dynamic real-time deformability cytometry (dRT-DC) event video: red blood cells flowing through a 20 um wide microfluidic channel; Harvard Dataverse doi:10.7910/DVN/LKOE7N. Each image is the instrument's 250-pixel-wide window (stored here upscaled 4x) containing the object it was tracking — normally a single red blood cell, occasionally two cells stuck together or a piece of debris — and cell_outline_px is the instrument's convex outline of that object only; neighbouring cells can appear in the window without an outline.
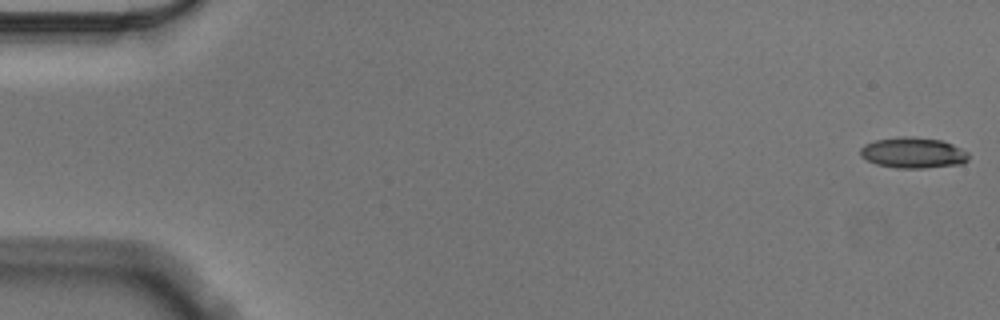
{"species": "Egyptian fruit bat (a non-hibernating species)", "species_latin": "Rousettus aegyptiacus", "temperature_condition": "cold", "stored_images_in_passage": 12, "camera_frame_rate_fps": 3000, "um_per_image_px": 0.085, "animal": {"sex": "male"}, "frame": {"image": 1, "passage_image": 1, "time_ms": 0.0, "image_size_px": [1000, 320], "cell_outline_px": [[968, 160], [964, 164], [924, 168], [896, 168], [876, 164], [860, 156], [860, 148], [864, 144], [876, 140], [900, 136], [912, 136], [940, 140], [952, 144], [968, 152]], "centroid_in_image_um": [77.61, 12.99], "position_along_channel_um": 7.4, "area_um2": 19.54}}